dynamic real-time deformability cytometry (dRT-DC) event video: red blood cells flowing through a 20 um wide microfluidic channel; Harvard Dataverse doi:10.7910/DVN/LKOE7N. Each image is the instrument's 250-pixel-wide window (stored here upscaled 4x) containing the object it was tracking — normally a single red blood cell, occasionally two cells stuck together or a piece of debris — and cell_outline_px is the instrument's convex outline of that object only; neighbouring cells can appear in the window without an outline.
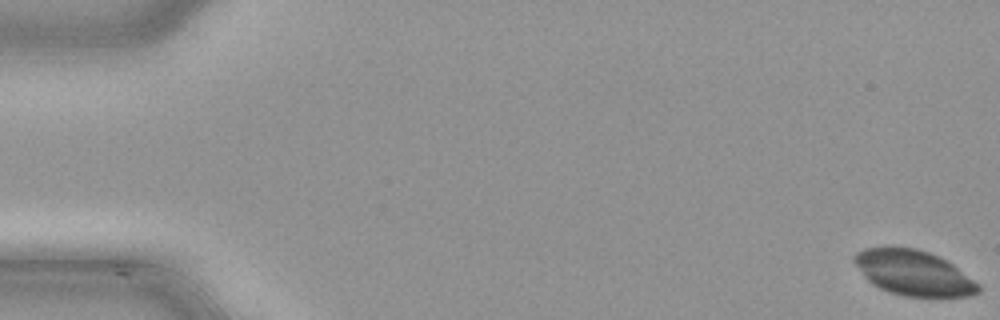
{"species": "common noctule bat (a hibernating species)", "species_latin": "Nyctalus noctula", "temperature_condition": "cold", "stored_images_in_passage": 50, "camera_frame_rate_fps": 3000, "um_per_image_px": 0.085, "animal": {"sex": "male", "body_mass_g": 21.5, "forearm_length_mm": 52.0}, "frame": {"image": 1, "passage_image": 1, "time_ms": 0.0, "image_size_px": [1000, 320], "cell_outline_px": [[980, 292], [968, 296], [904, 296], [880, 288], [872, 284], [864, 276], [852, 260], [856, 252], [864, 248], [916, 248], [928, 252], [952, 264], [980, 284]], "centroid_in_image_um": [77.65, 23.2], "position_along_channel_um": 7.4, "area_um2": 32.08}}